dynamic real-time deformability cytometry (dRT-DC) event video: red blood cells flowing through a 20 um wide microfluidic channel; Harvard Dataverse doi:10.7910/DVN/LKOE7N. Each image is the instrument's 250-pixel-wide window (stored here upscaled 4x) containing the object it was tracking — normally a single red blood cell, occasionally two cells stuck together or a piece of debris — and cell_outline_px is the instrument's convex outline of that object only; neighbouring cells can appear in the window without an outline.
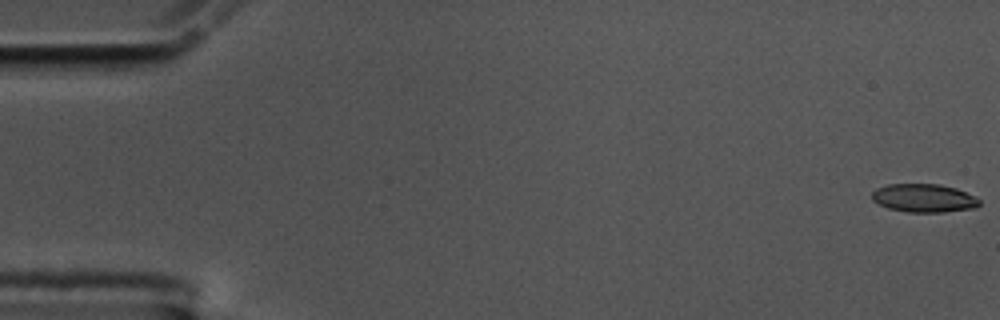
{"species": "common noctule bat (a hibernating species)", "species_latin": "Nyctalus noctula", "temperature_condition": "cold", "stored_images_in_passage": 57, "camera_frame_rate_fps": 3000, "um_per_image_px": 0.085, "animal": {"sex": "male", "body_mass_g": 17.5, "forearm_length_mm": 52.3}, "frame": {"image": 1, "passage_image": 1, "time_ms": 0.0, "image_size_px": [1000, 320], "cell_outline_px": [[980, 204], [976, 208], [944, 212], [908, 212], [888, 208], [872, 200], [872, 192], [876, 188], [888, 184], [940, 184], [956, 188], [976, 196], [980, 200]], "centroid_in_image_um": [78.56, 16.83], "position_along_channel_um": 6.4, "area_um2": 17.86}}
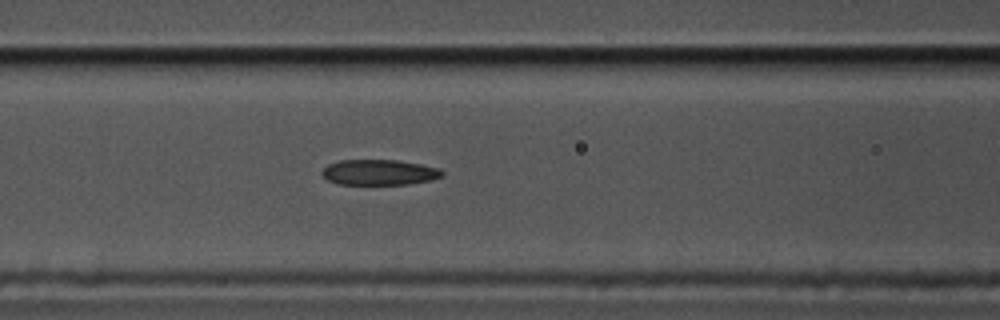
{"frame": {"image": 2, "passage_image": 24, "time_ms": 7.667, "image_size_px": [1000, 320], "cell_outline_px": [[444, 176], [432, 180], [408, 184], [336, 184], [328, 180], [320, 172], [328, 164], [340, 160], [396, 160], [420, 164], [440, 168], [444, 172]], "centroid_in_image_um": [32.25, 14.65], "position_along_channel_um": 134.3, "area_um2": 17.92}}
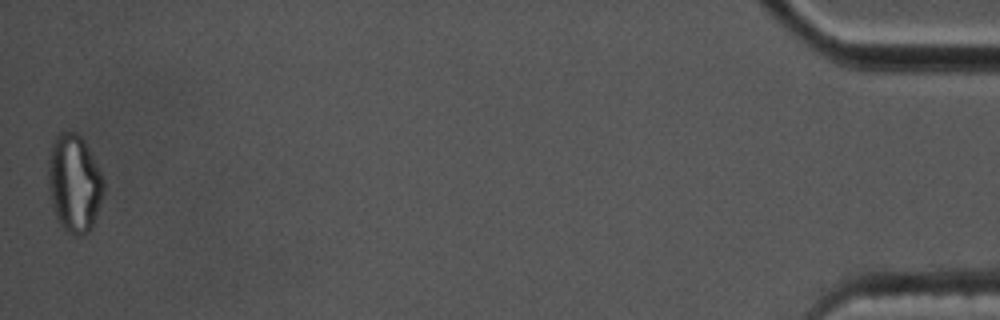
{"frame": {"image": 3, "passage_image": 57, "time_ms": 18.667, "image_size_px": [1000, 320], "cell_outline_px": [[104, 192], [92, 228], [84, 236], [72, 236], [60, 224], [56, 216], [52, 204], [48, 188], [48, 160], [52, 144], [56, 136], [60, 132], [76, 132], [84, 140], [104, 180]], "centroid_in_image_um": [6.31, 15.61], "position_along_channel_um": 428.9, "area_um2": 31.56}, "authors_computed_cell_mechanics": {"area_um2": 18.9584, "velocity_mm_per_s": 3.537, "shape_relaxation_time_tau1_ms": 10.501, "shape_relaxation_time_tau2_ms": 3.8788, "deformation_change_tau1": 0.2457, "deformation_change_tau2": 0.1098}}